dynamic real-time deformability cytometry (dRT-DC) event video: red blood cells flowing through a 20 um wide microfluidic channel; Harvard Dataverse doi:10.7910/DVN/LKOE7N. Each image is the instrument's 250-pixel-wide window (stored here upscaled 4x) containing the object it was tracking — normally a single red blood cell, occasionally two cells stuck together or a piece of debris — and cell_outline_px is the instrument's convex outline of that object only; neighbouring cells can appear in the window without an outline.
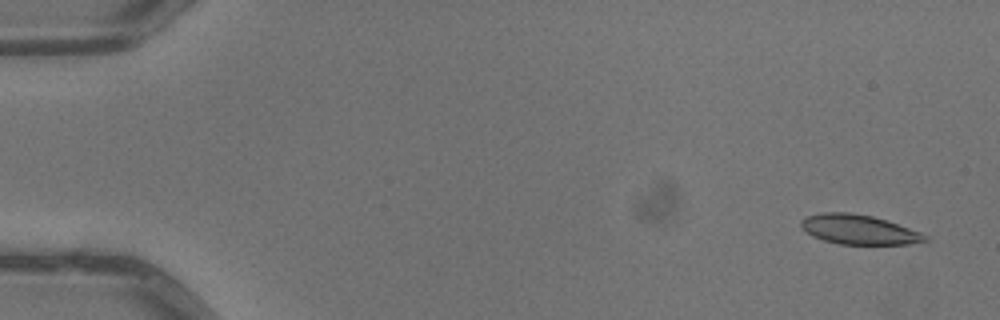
{"species": "common noctule bat (a hibernating species)", "species_latin": "Nyctalus noctula", "temperature_condition": "warm", "stored_images_in_passage": 5, "segment_of_instrument_passage": [2, 2], "camera_frame_rate_fps": 3000, "um_per_image_px": 0.085, "animal": {"sex": "male", "body_mass_g": 13.3}, "frame": {"image": 1, "passage_image": 5, "time_ms": 1.333, "image_size_px": [1000, 320], "cell_outline_px": [[928, 240], [908, 244], [840, 244], [824, 240], [812, 236], [800, 224], [800, 220], [808, 216], [820, 212], [852, 212], [872, 216], [888, 220], [920, 232], [928, 236]], "centroid_in_image_um": [73.01, 19.5], "position_along_channel_um": 12.0, "area_um2": 21.33}}